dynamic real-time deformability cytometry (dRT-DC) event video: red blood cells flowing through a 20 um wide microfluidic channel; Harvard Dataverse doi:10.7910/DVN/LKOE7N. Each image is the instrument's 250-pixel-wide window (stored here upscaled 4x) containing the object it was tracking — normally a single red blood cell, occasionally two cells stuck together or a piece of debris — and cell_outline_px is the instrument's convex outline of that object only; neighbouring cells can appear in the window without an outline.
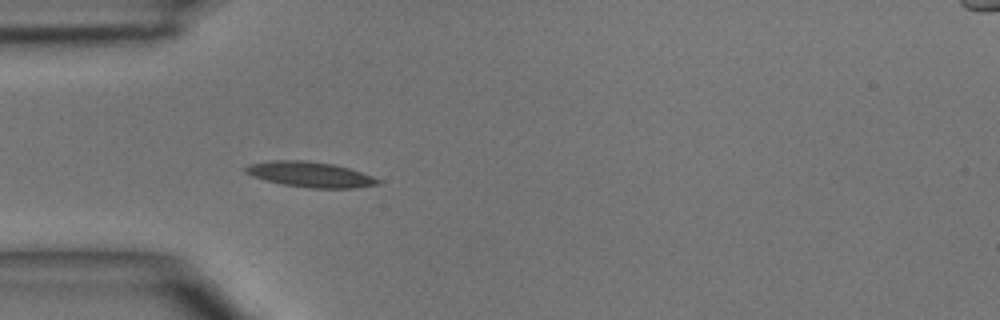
{"species": "common noctule bat (a hibernating species)", "species_latin": "Nyctalus noctula", "temperature_condition": "room temperature", "stored_images_in_passage": 4, "camera_frame_rate_fps": 3000, "um_per_image_px": 0.085, "animal": {"sex": "male", "body_mass_g": 15.6}, "frame": {"image": 1, "passage_image": 4, "time_ms": 3.333, "image_size_px": [1000, 320], "cell_outline_px": [[380, 184], [356, 188], [308, 188], [284, 184], [252, 176], [244, 172], [244, 168], [248, 164], [272, 160], [304, 160], [332, 164], [348, 168], [372, 176], [380, 180]], "centroid_in_image_um": [26.35, 14.83], "position_along_channel_um": 58.6, "area_um2": 19.42}}